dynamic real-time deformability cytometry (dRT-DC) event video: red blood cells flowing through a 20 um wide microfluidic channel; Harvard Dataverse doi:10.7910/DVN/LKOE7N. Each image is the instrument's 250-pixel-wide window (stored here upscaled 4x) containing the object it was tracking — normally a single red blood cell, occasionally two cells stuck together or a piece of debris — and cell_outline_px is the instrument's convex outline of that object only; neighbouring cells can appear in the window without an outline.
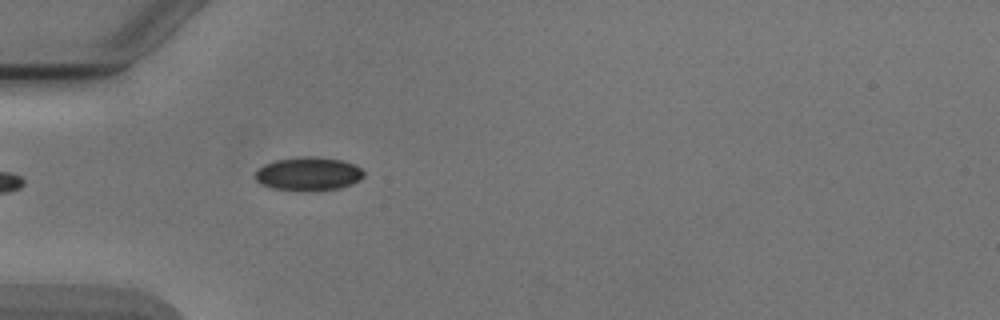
{"species": "Egyptian fruit bat (a non-hibernating species)", "species_latin": "Rousettus aegyptiacus", "temperature_condition": "cold", "stored_images_in_passage": 4, "camera_frame_rate_fps": 3000, "um_per_image_px": 0.085, "animal": {"sex": "male"}, "frame": {"image": 1, "passage_image": 4, "time_ms": 4.333, "image_size_px": [1000, 320], "cell_outline_px": [[364, 176], [360, 180], [352, 184], [340, 188], [272, 188], [260, 184], [256, 180], [256, 172], [264, 164], [276, 160], [300, 156], [316, 156], [344, 160], [356, 164], [364, 172]], "centroid_in_image_um": [26.26, 14.71], "position_along_channel_um": 58.7, "area_um2": 20.63}}